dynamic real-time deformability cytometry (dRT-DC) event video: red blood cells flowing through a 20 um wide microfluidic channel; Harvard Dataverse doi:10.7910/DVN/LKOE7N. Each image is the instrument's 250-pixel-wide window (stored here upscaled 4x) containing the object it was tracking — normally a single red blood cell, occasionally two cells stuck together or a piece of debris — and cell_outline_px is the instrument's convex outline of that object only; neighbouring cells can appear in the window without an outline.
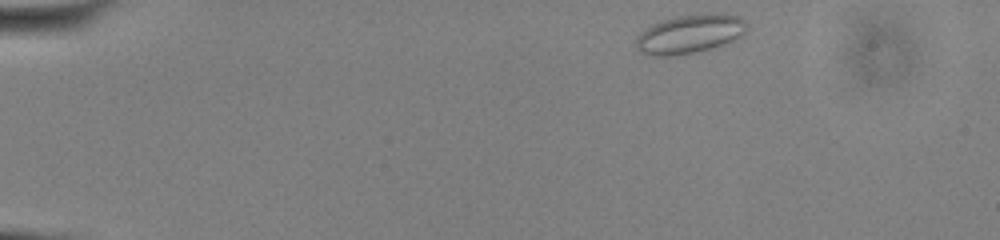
{"species": "common noctule bat (a hibernating species)", "species_latin": "Nyctalus noctula", "temperature_condition": "cold", "stored_images_in_passage": 46, "camera_frame_rate_fps": 3000, "um_per_image_px": 0.085, "animal": {"sex": "male", "body_mass_g": 13.0, "forearm_length_mm": 53.1}, "frame": {"image": 1, "passage_image": 1, "time_ms": 0.0, "image_size_px": [1000, 240], "cell_outline_px": [[748, 28], [740, 36], [724, 44], [712, 48], [696, 52], [672, 56], [656, 56], [640, 52], [636, 48], [636, 36], [640, 32], [652, 24], [664, 20], [680, 16], [740, 16], [748, 24]], "centroid_in_image_um": [58.57, 2.94], "position_along_channel_um": 26.4, "area_um2": 24.28}}
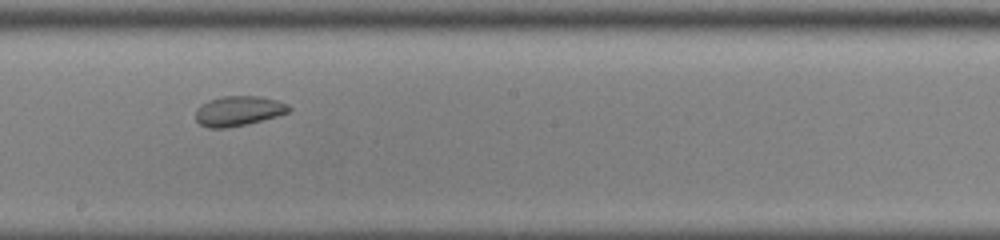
{"frame": {"image": 2, "passage_image": 24, "time_ms": 7.667, "image_size_px": [1000, 240], "cell_outline_px": [[292, 108], [288, 112], [276, 116], [248, 124], [228, 128], [208, 128], [200, 124], [196, 120], [196, 108], [200, 104], [208, 100], [224, 96], [256, 96], [276, 100], [288, 104]], "centroid_in_image_um": [20.24, 9.43], "position_along_channel_um": 228.0, "area_um2": 16.3}}
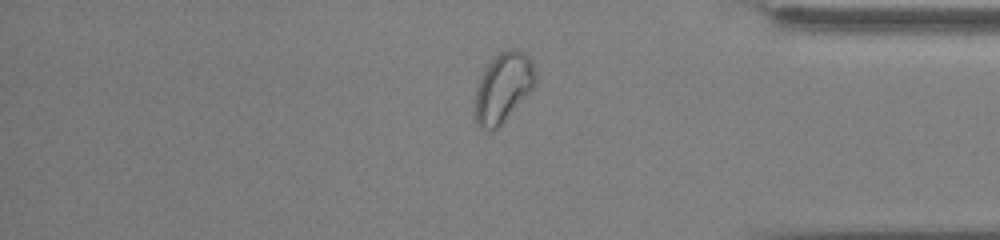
{"frame": {"image": 3, "passage_image": 38, "time_ms": 12.333, "image_size_px": [1000, 240], "cell_outline_px": [[536, 80], [532, 88], [500, 124], [496, 128], [484, 128], [472, 116], [472, 112], [476, 88], [484, 68], [500, 52], [508, 48], [516, 48], [524, 52], [528, 56], [532, 64], [536, 76]], "centroid_in_image_um": [42.72, 7.39], "position_along_channel_um": 392.5, "area_um2": 24.04}, "authors_computed_cell_mechanics": {"area_um2": 20.4612, "velocity_mm_per_s": 3.8514, "shape_relaxation_time_tau1_ms": null, "shape_relaxation_time_tau2_ms": 0.7514, "deformation_change_tau1": null, "deformation_change_tau2": 0.0248}}